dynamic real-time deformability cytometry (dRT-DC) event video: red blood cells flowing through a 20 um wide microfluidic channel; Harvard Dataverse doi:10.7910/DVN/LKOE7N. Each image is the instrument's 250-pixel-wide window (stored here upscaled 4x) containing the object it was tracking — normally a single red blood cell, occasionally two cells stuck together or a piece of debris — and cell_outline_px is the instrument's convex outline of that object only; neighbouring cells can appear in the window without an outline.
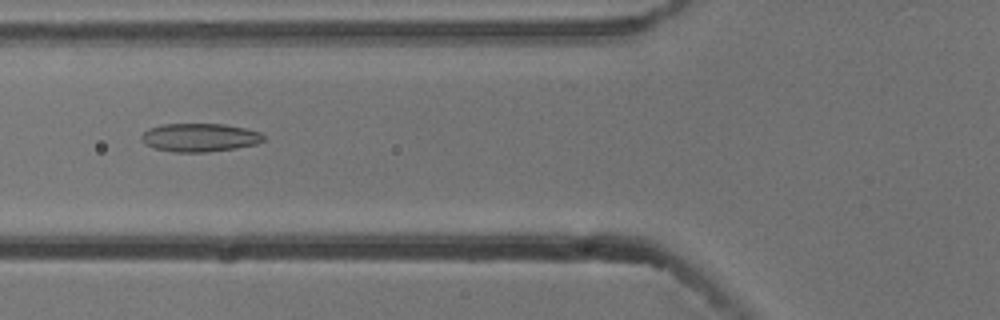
{"species": "common noctule bat (a hibernating species)", "species_latin": "Nyctalus noctula", "temperature_condition": "cold", "stored_images_in_passage": 3, "camera_frame_rate_fps": 3000, "um_per_image_px": 0.085, "animal": {"sex": "male", "body_mass_g": 13.3}, "frame": {"image": 1, "passage_image": 3, "time_ms": 0.667, "image_size_px": [1000, 320], "cell_outline_px": [[264, 140], [256, 144], [236, 148], [208, 152], [172, 152], [156, 148], [144, 144], [140, 140], [140, 136], [148, 128], [164, 124], [224, 124], [244, 128], [260, 132], [264, 136]], "centroid_in_image_um": [16.95, 11.69], "position_along_channel_um": 108.9, "area_um2": 20.23}}